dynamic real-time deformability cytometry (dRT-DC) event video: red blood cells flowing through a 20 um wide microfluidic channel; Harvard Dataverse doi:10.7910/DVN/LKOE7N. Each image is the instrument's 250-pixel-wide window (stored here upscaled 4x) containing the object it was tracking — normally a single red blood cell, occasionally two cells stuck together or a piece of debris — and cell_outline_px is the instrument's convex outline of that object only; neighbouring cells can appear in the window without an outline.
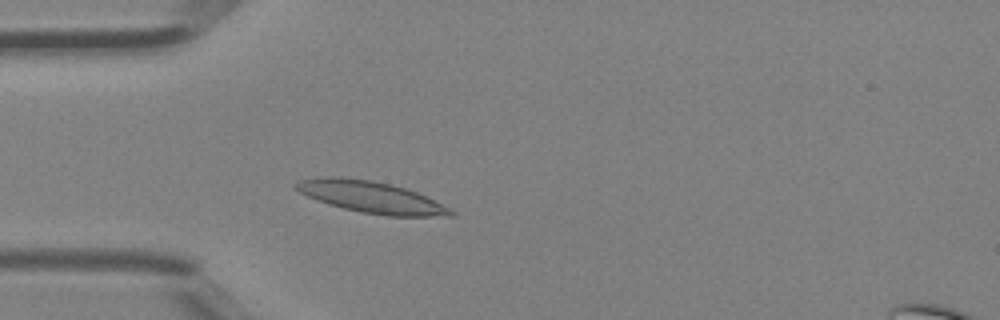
{"species": "Egyptian fruit bat (a non-hibernating species)", "species_latin": "Rousettus aegyptiacus", "temperature_condition": "room temperature", "stored_images_in_passage": 3, "camera_frame_rate_fps": 3000, "um_per_image_px": 0.085, "animal": {"sex": "female"}, "frame": {"image": 1, "passage_image": 3, "time_ms": 0.667, "image_size_px": [1000, 320], "cell_outline_px": [[456, 216], [388, 216], [360, 212], [328, 204], [316, 200], [300, 192], [292, 184], [300, 180], [324, 176], [340, 176], [372, 180], [404, 188], [416, 192], [452, 208], [456, 212]], "centroid_in_image_um": [31.56, 16.75], "position_along_channel_um": 53.4, "area_um2": 28.55}}